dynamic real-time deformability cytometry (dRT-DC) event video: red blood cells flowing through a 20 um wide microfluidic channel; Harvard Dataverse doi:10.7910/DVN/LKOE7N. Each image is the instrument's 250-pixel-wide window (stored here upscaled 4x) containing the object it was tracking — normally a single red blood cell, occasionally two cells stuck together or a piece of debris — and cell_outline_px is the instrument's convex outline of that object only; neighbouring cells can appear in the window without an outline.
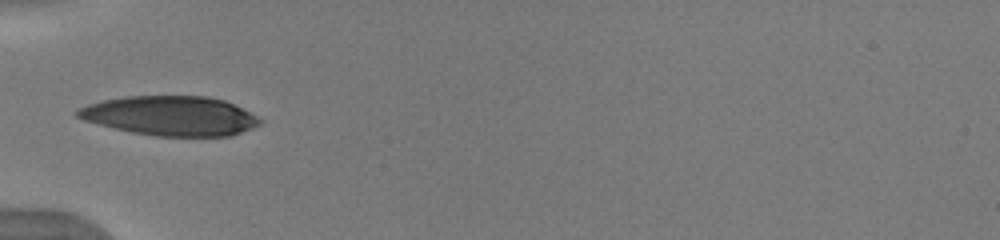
{"species": "human", "species_latin": "Homo sapiens", "temperature_condition": "warm", "stored_images_in_passage": 6, "camera_frame_rate_fps": 3000, "um_per_image_px": 0.085, "donor": {"sex": "male"}, "frame": {"image": 1, "passage_image": 1, "time_ms": 0.0, "image_size_px": [1000, 240], "cell_outline_px": [[260, 124], [252, 128], [228, 136], [156, 136], [132, 132], [84, 120], [76, 116], [76, 108], [88, 104], [104, 100], [124, 96], [208, 96], [224, 100], [256, 116], [260, 120]], "centroid_in_image_um": [14.46, 9.84], "position_along_channel_um": 70.5, "area_um2": 41.56}}